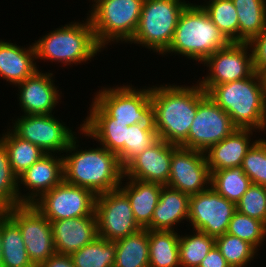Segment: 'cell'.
<instances>
[{
  "mask_svg": "<svg viewBox=\"0 0 266 267\" xmlns=\"http://www.w3.org/2000/svg\"><path fill=\"white\" fill-rule=\"evenodd\" d=\"M207 93L200 87L160 85L151 87L153 125L158 138L182 146L197 113L198 102Z\"/></svg>",
  "mask_w": 266,
  "mask_h": 267,
  "instance_id": "1",
  "label": "cell"
},
{
  "mask_svg": "<svg viewBox=\"0 0 266 267\" xmlns=\"http://www.w3.org/2000/svg\"><path fill=\"white\" fill-rule=\"evenodd\" d=\"M76 139L75 136L72 138L65 150L69 153L66 157L63 155L64 181L87 188L96 195L118 189L124 177L118 156L102 145L101 148L78 151Z\"/></svg>",
  "mask_w": 266,
  "mask_h": 267,
  "instance_id": "2",
  "label": "cell"
},
{
  "mask_svg": "<svg viewBox=\"0 0 266 267\" xmlns=\"http://www.w3.org/2000/svg\"><path fill=\"white\" fill-rule=\"evenodd\" d=\"M207 95L240 129H266V94L263 75L215 85ZM263 129V130H262Z\"/></svg>",
  "mask_w": 266,
  "mask_h": 267,
  "instance_id": "3",
  "label": "cell"
},
{
  "mask_svg": "<svg viewBox=\"0 0 266 267\" xmlns=\"http://www.w3.org/2000/svg\"><path fill=\"white\" fill-rule=\"evenodd\" d=\"M229 43L202 6L189 3L179 16L171 45L162 55L175 52L202 63Z\"/></svg>",
  "mask_w": 266,
  "mask_h": 267,
  "instance_id": "4",
  "label": "cell"
},
{
  "mask_svg": "<svg viewBox=\"0 0 266 267\" xmlns=\"http://www.w3.org/2000/svg\"><path fill=\"white\" fill-rule=\"evenodd\" d=\"M86 20L71 22L40 37L34 43L36 59L71 66L94 58L102 48L95 39L89 17Z\"/></svg>",
  "mask_w": 266,
  "mask_h": 267,
  "instance_id": "5",
  "label": "cell"
},
{
  "mask_svg": "<svg viewBox=\"0 0 266 267\" xmlns=\"http://www.w3.org/2000/svg\"><path fill=\"white\" fill-rule=\"evenodd\" d=\"M144 0H97L88 16L95 39L104 49L111 41L130 43L140 21Z\"/></svg>",
  "mask_w": 266,
  "mask_h": 267,
  "instance_id": "6",
  "label": "cell"
},
{
  "mask_svg": "<svg viewBox=\"0 0 266 267\" xmlns=\"http://www.w3.org/2000/svg\"><path fill=\"white\" fill-rule=\"evenodd\" d=\"M185 0H144L132 43L163 54L171 45Z\"/></svg>",
  "mask_w": 266,
  "mask_h": 267,
  "instance_id": "7",
  "label": "cell"
},
{
  "mask_svg": "<svg viewBox=\"0 0 266 267\" xmlns=\"http://www.w3.org/2000/svg\"><path fill=\"white\" fill-rule=\"evenodd\" d=\"M97 93L93 100L113 118V123L153 124L150 87L139 90L130 85L104 87Z\"/></svg>",
  "mask_w": 266,
  "mask_h": 267,
  "instance_id": "8",
  "label": "cell"
},
{
  "mask_svg": "<svg viewBox=\"0 0 266 267\" xmlns=\"http://www.w3.org/2000/svg\"><path fill=\"white\" fill-rule=\"evenodd\" d=\"M19 226L28 256L35 267L56 254L50 221L33 204L5 209Z\"/></svg>",
  "mask_w": 266,
  "mask_h": 267,
  "instance_id": "9",
  "label": "cell"
},
{
  "mask_svg": "<svg viewBox=\"0 0 266 267\" xmlns=\"http://www.w3.org/2000/svg\"><path fill=\"white\" fill-rule=\"evenodd\" d=\"M97 195L64 180L33 203L50 222L95 214Z\"/></svg>",
  "mask_w": 266,
  "mask_h": 267,
  "instance_id": "10",
  "label": "cell"
},
{
  "mask_svg": "<svg viewBox=\"0 0 266 267\" xmlns=\"http://www.w3.org/2000/svg\"><path fill=\"white\" fill-rule=\"evenodd\" d=\"M95 215L98 236L108 241H116L142 229L135 221L127 195L120 188L97 195Z\"/></svg>",
  "mask_w": 266,
  "mask_h": 267,
  "instance_id": "11",
  "label": "cell"
},
{
  "mask_svg": "<svg viewBox=\"0 0 266 267\" xmlns=\"http://www.w3.org/2000/svg\"><path fill=\"white\" fill-rule=\"evenodd\" d=\"M236 129L230 116L206 94L198 102L188 139L182 147L206 152Z\"/></svg>",
  "mask_w": 266,
  "mask_h": 267,
  "instance_id": "12",
  "label": "cell"
},
{
  "mask_svg": "<svg viewBox=\"0 0 266 267\" xmlns=\"http://www.w3.org/2000/svg\"><path fill=\"white\" fill-rule=\"evenodd\" d=\"M247 42H230L210 55L203 63L209 75L198 83L208 93L215 85L250 77L254 73L252 54ZM249 53V54H248ZM249 56V57H248Z\"/></svg>",
  "mask_w": 266,
  "mask_h": 267,
  "instance_id": "13",
  "label": "cell"
},
{
  "mask_svg": "<svg viewBox=\"0 0 266 267\" xmlns=\"http://www.w3.org/2000/svg\"><path fill=\"white\" fill-rule=\"evenodd\" d=\"M236 204L221 196L211 186L189 197L188 220L194 230L219 237L227 233Z\"/></svg>",
  "mask_w": 266,
  "mask_h": 267,
  "instance_id": "14",
  "label": "cell"
},
{
  "mask_svg": "<svg viewBox=\"0 0 266 267\" xmlns=\"http://www.w3.org/2000/svg\"><path fill=\"white\" fill-rule=\"evenodd\" d=\"M13 124L11 130L17 136L38 146L46 154L65 152L75 135L52 114H23Z\"/></svg>",
  "mask_w": 266,
  "mask_h": 267,
  "instance_id": "15",
  "label": "cell"
},
{
  "mask_svg": "<svg viewBox=\"0 0 266 267\" xmlns=\"http://www.w3.org/2000/svg\"><path fill=\"white\" fill-rule=\"evenodd\" d=\"M205 155L204 152L177 146L172 152L167 186L189 196L207 190L211 173Z\"/></svg>",
  "mask_w": 266,
  "mask_h": 267,
  "instance_id": "16",
  "label": "cell"
},
{
  "mask_svg": "<svg viewBox=\"0 0 266 267\" xmlns=\"http://www.w3.org/2000/svg\"><path fill=\"white\" fill-rule=\"evenodd\" d=\"M177 145L158 139L124 167V177L167 185L172 152Z\"/></svg>",
  "mask_w": 266,
  "mask_h": 267,
  "instance_id": "17",
  "label": "cell"
},
{
  "mask_svg": "<svg viewBox=\"0 0 266 267\" xmlns=\"http://www.w3.org/2000/svg\"><path fill=\"white\" fill-rule=\"evenodd\" d=\"M53 155V156H52ZM55 154H44L31 167L18 176L19 205L33 204L43 194L50 191L64 180L63 156ZM25 185L27 195L22 194L20 184Z\"/></svg>",
  "mask_w": 266,
  "mask_h": 267,
  "instance_id": "18",
  "label": "cell"
},
{
  "mask_svg": "<svg viewBox=\"0 0 266 267\" xmlns=\"http://www.w3.org/2000/svg\"><path fill=\"white\" fill-rule=\"evenodd\" d=\"M52 77L53 73L37 70L15 85L20 91L19 105L24 115L52 114L61 97Z\"/></svg>",
  "mask_w": 266,
  "mask_h": 267,
  "instance_id": "19",
  "label": "cell"
},
{
  "mask_svg": "<svg viewBox=\"0 0 266 267\" xmlns=\"http://www.w3.org/2000/svg\"><path fill=\"white\" fill-rule=\"evenodd\" d=\"M50 223L57 254L71 255L98 237L95 214Z\"/></svg>",
  "mask_w": 266,
  "mask_h": 267,
  "instance_id": "20",
  "label": "cell"
},
{
  "mask_svg": "<svg viewBox=\"0 0 266 267\" xmlns=\"http://www.w3.org/2000/svg\"><path fill=\"white\" fill-rule=\"evenodd\" d=\"M90 114L80 124V131L86 137L96 139L100 145L114 152L118 158L124 153L126 124L113 123L111 118L94 100L90 106Z\"/></svg>",
  "mask_w": 266,
  "mask_h": 267,
  "instance_id": "21",
  "label": "cell"
},
{
  "mask_svg": "<svg viewBox=\"0 0 266 267\" xmlns=\"http://www.w3.org/2000/svg\"><path fill=\"white\" fill-rule=\"evenodd\" d=\"M254 131V129L237 128L232 134L204 152L207 154L205 157L210 173L242 166L247 151L253 145L252 142H255L250 138Z\"/></svg>",
  "mask_w": 266,
  "mask_h": 267,
  "instance_id": "22",
  "label": "cell"
},
{
  "mask_svg": "<svg viewBox=\"0 0 266 267\" xmlns=\"http://www.w3.org/2000/svg\"><path fill=\"white\" fill-rule=\"evenodd\" d=\"M189 197V195L167 185L162 186L151 224L146 229L175 231V225L177 226L183 220L188 221Z\"/></svg>",
  "mask_w": 266,
  "mask_h": 267,
  "instance_id": "23",
  "label": "cell"
},
{
  "mask_svg": "<svg viewBox=\"0 0 266 267\" xmlns=\"http://www.w3.org/2000/svg\"><path fill=\"white\" fill-rule=\"evenodd\" d=\"M34 44L28 48L0 40V78L13 85L23 82L38 69Z\"/></svg>",
  "mask_w": 266,
  "mask_h": 267,
  "instance_id": "24",
  "label": "cell"
},
{
  "mask_svg": "<svg viewBox=\"0 0 266 267\" xmlns=\"http://www.w3.org/2000/svg\"><path fill=\"white\" fill-rule=\"evenodd\" d=\"M123 179L129 182L125 186L120 184L119 188L129 199L135 221L142 229H146L151 224L163 185L126 177Z\"/></svg>",
  "mask_w": 266,
  "mask_h": 267,
  "instance_id": "25",
  "label": "cell"
},
{
  "mask_svg": "<svg viewBox=\"0 0 266 267\" xmlns=\"http://www.w3.org/2000/svg\"><path fill=\"white\" fill-rule=\"evenodd\" d=\"M176 231L148 230L149 267H180Z\"/></svg>",
  "mask_w": 266,
  "mask_h": 267,
  "instance_id": "26",
  "label": "cell"
},
{
  "mask_svg": "<svg viewBox=\"0 0 266 267\" xmlns=\"http://www.w3.org/2000/svg\"><path fill=\"white\" fill-rule=\"evenodd\" d=\"M2 267H35L19 226L5 212L2 214Z\"/></svg>",
  "mask_w": 266,
  "mask_h": 267,
  "instance_id": "27",
  "label": "cell"
},
{
  "mask_svg": "<svg viewBox=\"0 0 266 267\" xmlns=\"http://www.w3.org/2000/svg\"><path fill=\"white\" fill-rule=\"evenodd\" d=\"M114 242V267H149L148 229H141Z\"/></svg>",
  "mask_w": 266,
  "mask_h": 267,
  "instance_id": "28",
  "label": "cell"
},
{
  "mask_svg": "<svg viewBox=\"0 0 266 267\" xmlns=\"http://www.w3.org/2000/svg\"><path fill=\"white\" fill-rule=\"evenodd\" d=\"M239 21V42H248L266 27V0H232Z\"/></svg>",
  "mask_w": 266,
  "mask_h": 267,
  "instance_id": "29",
  "label": "cell"
},
{
  "mask_svg": "<svg viewBox=\"0 0 266 267\" xmlns=\"http://www.w3.org/2000/svg\"><path fill=\"white\" fill-rule=\"evenodd\" d=\"M0 141L4 144L13 173L18 177L36 161H38L45 152L33 143L17 136L12 130L8 129Z\"/></svg>",
  "mask_w": 266,
  "mask_h": 267,
  "instance_id": "30",
  "label": "cell"
},
{
  "mask_svg": "<svg viewBox=\"0 0 266 267\" xmlns=\"http://www.w3.org/2000/svg\"><path fill=\"white\" fill-rule=\"evenodd\" d=\"M251 184V180L241 166L211 172L210 186L221 196L235 204Z\"/></svg>",
  "mask_w": 266,
  "mask_h": 267,
  "instance_id": "31",
  "label": "cell"
},
{
  "mask_svg": "<svg viewBox=\"0 0 266 267\" xmlns=\"http://www.w3.org/2000/svg\"><path fill=\"white\" fill-rule=\"evenodd\" d=\"M70 256L75 267H114L115 242L98 236Z\"/></svg>",
  "mask_w": 266,
  "mask_h": 267,
  "instance_id": "32",
  "label": "cell"
},
{
  "mask_svg": "<svg viewBox=\"0 0 266 267\" xmlns=\"http://www.w3.org/2000/svg\"><path fill=\"white\" fill-rule=\"evenodd\" d=\"M229 42H239V21L232 0H209L201 5Z\"/></svg>",
  "mask_w": 266,
  "mask_h": 267,
  "instance_id": "33",
  "label": "cell"
},
{
  "mask_svg": "<svg viewBox=\"0 0 266 267\" xmlns=\"http://www.w3.org/2000/svg\"><path fill=\"white\" fill-rule=\"evenodd\" d=\"M191 235L179 237L180 267H199L200 263L215 246V238L193 230Z\"/></svg>",
  "mask_w": 266,
  "mask_h": 267,
  "instance_id": "34",
  "label": "cell"
},
{
  "mask_svg": "<svg viewBox=\"0 0 266 267\" xmlns=\"http://www.w3.org/2000/svg\"><path fill=\"white\" fill-rule=\"evenodd\" d=\"M153 124H134L126 126L124 153L118 158L124 168L134 157L142 153L158 140Z\"/></svg>",
  "mask_w": 266,
  "mask_h": 267,
  "instance_id": "35",
  "label": "cell"
},
{
  "mask_svg": "<svg viewBox=\"0 0 266 267\" xmlns=\"http://www.w3.org/2000/svg\"><path fill=\"white\" fill-rule=\"evenodd\" d=\"M215 246L230 267H247L257 253V249L249 242L228 233L216 237Z\"/></svg>",
  "mask_w": 266,
  "mask_h": 267,
  "instance_id": "36",
  "label": "cell"
},
{
  "mask_svg": "<svg viewBox=\"0 0 266 267\" xmlns=\"http://www.w3.org/2000/svg\"><path fill=\"white\" fill-rule=\"evenodd\" d=\"M227 233L249 242L259 250L258 247H261L266 238V224L236 210L229 222Z\"/></svg>",
  "mask_w": 266,
  "mask_h": 267,
  "instance_id": "37",
  "label": "cell"
},
{
  "mask_svg": "<svg viewBox=\"0 0 266 267\" xmlns=\"http://www.w3.org/2000/svg\"><path fill=\"white\" fill-rule=\"evenodd\" d=\"M0 205L10 208L19 205L18 177L13 173L8 152L0 141Z\"/></svg>",
  "mask_w": 266,
  "mask_h": 267,
  "instance_id": "38",
  "label": "cell"
},
{
  "mask_svg": "<svg viewBox=\"0 0 266 267\" xmlns=\"http://www.w3.org/2000/svg\"><path fill=\"white\" fill-rule=\"evenodd\" d=\"M242 169L252 184L266 187V140L253 142L242 162Z\"/></svg>",
  "mask_w": 266,
  "mask_h": 267,
  "instance_id": "39",
  "label": "cell"
},
{
  "mask_svg": "<svg viewBox=\"0 0 266 267\" xmlns=\"http://www.w3.org/2000/svg\"><path fill=\"white\" fill-rule=\"evenodd\" d=\"M236 210L266 224V187L251 184L236 203Z\"/></svg>",
  "mask_w": 266,
  "mask_h": 267,
  "instance_id": "40",
  "label": "cell"
},
{
  "mask_svg": "<svg viewBox=\"0 0 266 267\" xmlns=\"http://www.w3.org/2000/svg\"><path fill=\"white\" fill-rule=\"evenodd\" d=\"M252 54V65L254 72L260 75L266 73V27L257 36L248 42Z\"/></svg>",
  "mask_w": 266,
  "mask_h": 267,
  "instance_id": "41",
  "label": "cell"
},
{
  "mask_svg": "<svg viewBox=\"0 0 266 267\" xmlns=\"http://www.w3.org/2000/svg\"><path fill=\"white\" fill-rule=\"evenodd\" d=\"M199 267H230L226 259L221 255L220 250L214 248L207 254V256L200 263Z\"/></svg>",
  "mask_w": 266,
  "mask_h": 267,
  "instance_id": "42",
  "label": "cell"
},
{
  "mask_svg": "<svg viewBox=\"0 0 266 267\" xmlns=\"http://www.w3.org/2000/svg\"><path fill=\"white\" fill-rule=\"evenodd\" d=\"M39 267H75L70 255L55 254Z\"/></svg>",
  "mask_w": 266,
  "mask_h": 267,
  "instance_id": "43",
  "label": "cell"
},
{
  "mask_svg": "<svg viewBox=\"0 0 266 267\" xmlns=\"http://www.w3.org/2000/svg\"><path fill=\"white\" fill-rule=\"evenodd\" d=\"M0 267H2V215H0Z\"/></svg>",
  "mask_w": 266,
  "mask_h": 267,
  "instance_id": "44",
  "label": "cell"
},
{
  "mask_svg": "<svg viewBox=\"0 0 266 267\" xmlns=\"http://www.w3.org/2000/svg\"><path fill=\"white\" fill-rule=\"evenodd\" d=\"M5 212V209L0 205V215H2Z\"/></svg>",
  "mask_w": 266,
  "mask_h": 267,
  "instance_id": "45",
  "label": "cell"
},
{
  "mask_svg": "<svg viewBox=\"0 0 266 267\" xmlns=\"http://www.w3.org/2000/svg\"><path fill=\"white\" fill-rule=\"evenodd\" d=\"M264 82H265V94H266V73L263 75Z\"/></svg>",
  "mask_w": 266,
  "mask_h": 267,
  "instance_id": "46",
  "label": "cell"
}]
</instances>
